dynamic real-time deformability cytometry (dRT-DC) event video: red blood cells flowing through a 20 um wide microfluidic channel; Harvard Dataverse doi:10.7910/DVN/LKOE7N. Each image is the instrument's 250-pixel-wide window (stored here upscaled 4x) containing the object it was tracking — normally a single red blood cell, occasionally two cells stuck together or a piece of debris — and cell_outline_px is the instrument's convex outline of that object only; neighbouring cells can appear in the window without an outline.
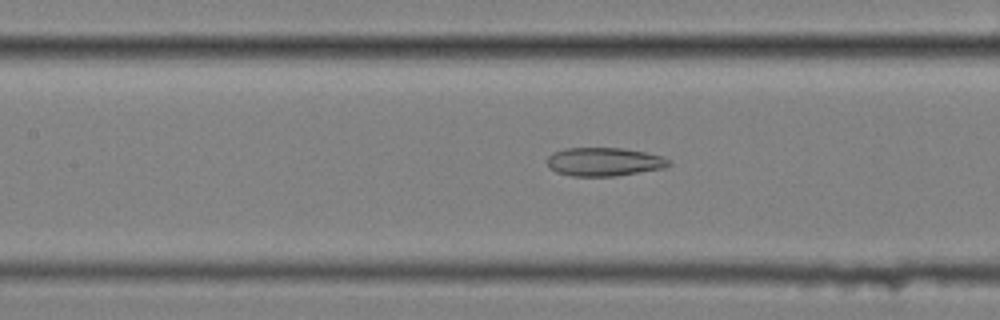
{"species": "common noctule bat (a hibernating species)", "species_latin": "Nyctalus noctula", "temperature_condition": "cold", "stored_images_in_passage": 44, "camera_frame_rate_fps": 3000, "um_per_image_px": 0.085, "animal": {"sex": "female", "body_mass_g": 25.1}, "frame": {"image": 1, "passage_image": 14, "time_ms": 4.333, "image_size_px": [1000, 320], "cell_outline_px": [[672, 164], [664, 168], [616, 176], [572, 176], [556, 172], [548, 164], [548, 156], [552, 152], [564, 148], [620, 148], [644, 152], [664, 156], [672, 160]], "centroid_in_image_um": [51.39, 13.75], "position_along_channel_um": 156.0, "area_um2": 20.29}}
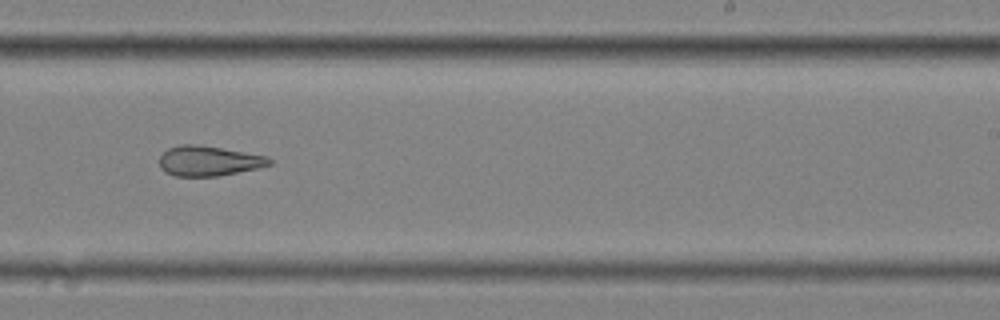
{"frame": {"image": 2, "passage_image": 24, "time_ms": 7.667, "image_size_px": [1000, 320], "cell_outline_px": [[272, 164], [256, 168], [216, 176], [176, 176], [164, 172], [160, 168], [160, 156], [168, 148], [180, 144], [196, 144], [268, 156], [272, 160]], "centroid_in_image_um": [17.71, 13.67], "position_along_channel_um": 271.3, "area_um2": 19.07}}
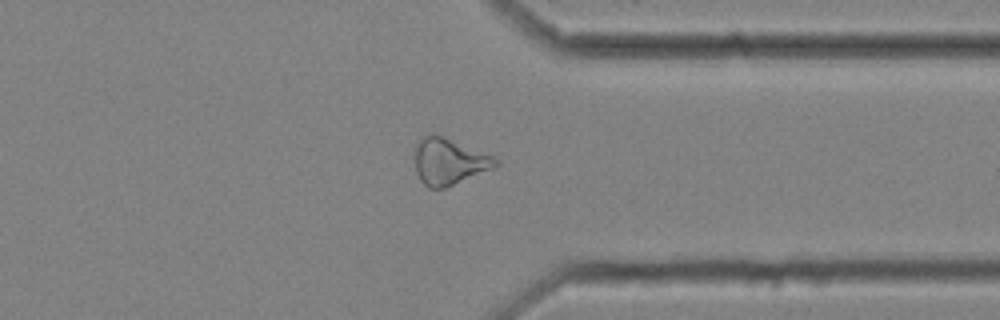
{"frame": {"image": 3, "passage_image": 33, "time_ms": 10.667, "image_size_px": [1000, 320], "cell_outline_px": [[500, 164], [492, 168], [444, 188], [428, 188], [420, 180], [416, 172], [416, 144], [428, 132], [440, 136], [492, 156], [500, 160]], "centroid_in_image_um": [38.14, 13.74], "position_along_channel_um": 373.3, "area_um2": 21.21}}